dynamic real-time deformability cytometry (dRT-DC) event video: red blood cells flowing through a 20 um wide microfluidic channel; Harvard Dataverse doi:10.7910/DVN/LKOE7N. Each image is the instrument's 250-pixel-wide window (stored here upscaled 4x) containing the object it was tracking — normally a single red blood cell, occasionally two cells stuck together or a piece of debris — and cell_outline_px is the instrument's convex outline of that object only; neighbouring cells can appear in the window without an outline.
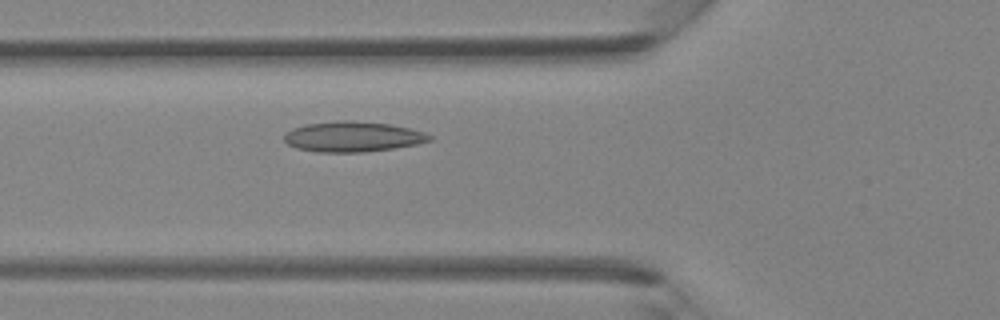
{"species": "Egyptian fruit bat (a non-hibernating species)", "species_latin": "Rousettus aegyptiacus", "temperature_condition": "room temperature", "stored_images_in_passage": 35, "camera_frame_rate_fps": 3000, "um_per_image_px": 0.085, "animal": {"sex": "female"}, "frame": {"image": 1, "passage_image": 10, "time_ms": 3.0, "image_size_px": [1000, 320], "cell_outline_px": [[432, 140], [416, 144], [392, 148], [364, 152], [316, 152], [296, 148], [288, 144], [284, 140], [284, 132], [292, 128], [304, 124], [340, 120], [352, 120], [388, 124], [408, 128], [424, 132], [432, 136]], "centroid_in_image_um": [29.93, 11.61], "position_along_channel_um": 95.9, "area_um2": 25.72}}
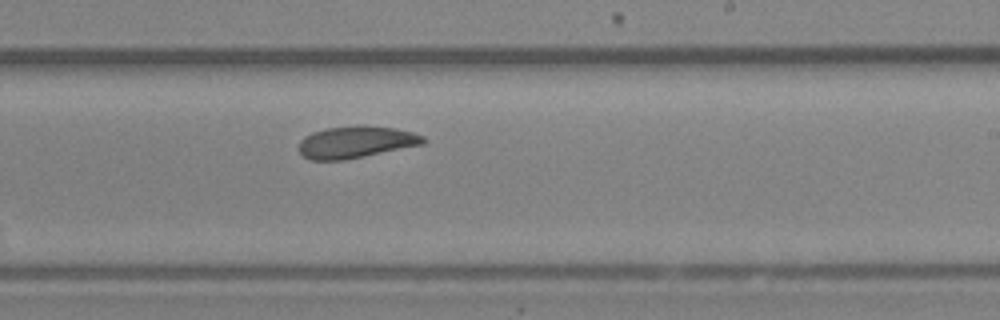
{"frame": {"image": 2, "passage_image": 20, "time_ms": 6.333, "image_size_px": [1000, 320], "cell_outline_px": [[428, 140], [424, 144], [344, 160], [312, 160], [304, 156], [300, 152], [300, 140], [304, 136], [312, 132], [328, 128], [392, 128], [412, 132], [424, 136]], "centroid_in_image_um": [30.25, 12.12], "position_along_channel_um": 258.7, "area_um2": 22.2}}
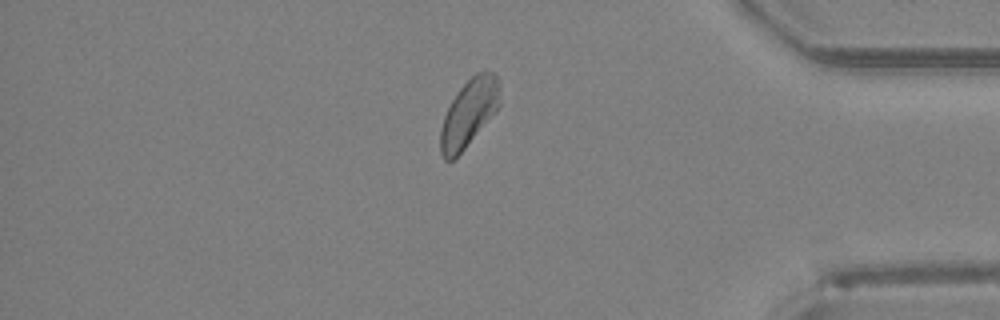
{"frame": {"image": 3, "passage_image": 30, "time_ms": 9.667, "image_size_px": [1000, 320], "cell_outline_px": [[500, 104], [464, 148], [452, 160], [444, 160], [440, 152], [440, 128], [444, 116], [452, 100], [460, 88], [476, 72], [484, 68], [496, 72], [500, 84]], "centroid_in_image_um": [39.87, 9.52], "position_along_channel_um": 395.3, "area_um2": 23.06}}